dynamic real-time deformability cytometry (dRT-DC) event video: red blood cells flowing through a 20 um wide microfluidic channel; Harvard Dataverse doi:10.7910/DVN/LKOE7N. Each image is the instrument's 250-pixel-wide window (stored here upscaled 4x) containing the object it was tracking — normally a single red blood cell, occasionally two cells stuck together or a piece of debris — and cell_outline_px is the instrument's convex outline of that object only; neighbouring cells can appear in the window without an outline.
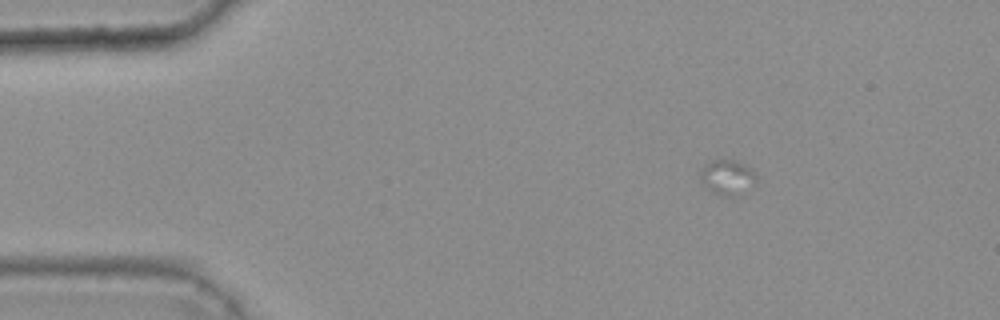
{"species": "common noctule bat (a hibernating species)", "species_latin": "Nyctalus noctula", "temperature_condition": "warm", "stored_images_in_passage": 8, "camera_frame_rate_fps": 3000, "um_per_image_px": 0.085, "animal": {"sex": "female", "body_mass_g": 25.1}, "frame": {"image": 1, "passage_image": 1, "time_ms": 0.0, "image_size_px": [1000, 320], "cell_outline_px": [[756, 180], [736, 196], [716, 196], [704, 184], [700, 176], [700, 172], [712, 160], [732, 160], [752, 168], [756, 176]], "centroid_in_image_um": [61.81, 15.08], "position_along_channel_um": 23.2, "area_um2": 10.98}}